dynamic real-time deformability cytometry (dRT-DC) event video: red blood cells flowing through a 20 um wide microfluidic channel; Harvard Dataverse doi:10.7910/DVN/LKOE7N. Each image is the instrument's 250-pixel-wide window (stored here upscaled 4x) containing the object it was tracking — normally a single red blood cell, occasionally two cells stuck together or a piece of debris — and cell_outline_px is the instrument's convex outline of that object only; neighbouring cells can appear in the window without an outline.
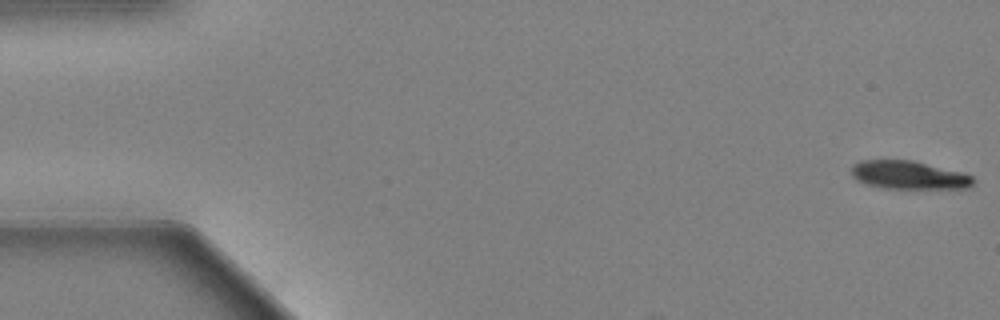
{"species": "Egyptian fruit bat (a non-hibernating species)", "species_latin": "Rousettus aegyptiacus", "temperature_condition": "warm", "stored_images_in_passage": 10, "camera_frame_rate_fps": 3000, "um_per_image_px": 0.085, "animal": {"sex": "female"}, "frame": {"image": 1, "passage_image": 1, "time_ms": 0.0, "image_size_px": [1000, 320], "cell_outline_px": [[976, 180], [968, 188], [884, 188], [868, 184], [856, 180], [852, 176], [852, 164], [860, 160], [912, 160], [960, 172], [972, 176]], "centroid_in_image_um": [77.22, 14.87], "position_along_channel_um": 7.8, "area_um2": 19.88}}